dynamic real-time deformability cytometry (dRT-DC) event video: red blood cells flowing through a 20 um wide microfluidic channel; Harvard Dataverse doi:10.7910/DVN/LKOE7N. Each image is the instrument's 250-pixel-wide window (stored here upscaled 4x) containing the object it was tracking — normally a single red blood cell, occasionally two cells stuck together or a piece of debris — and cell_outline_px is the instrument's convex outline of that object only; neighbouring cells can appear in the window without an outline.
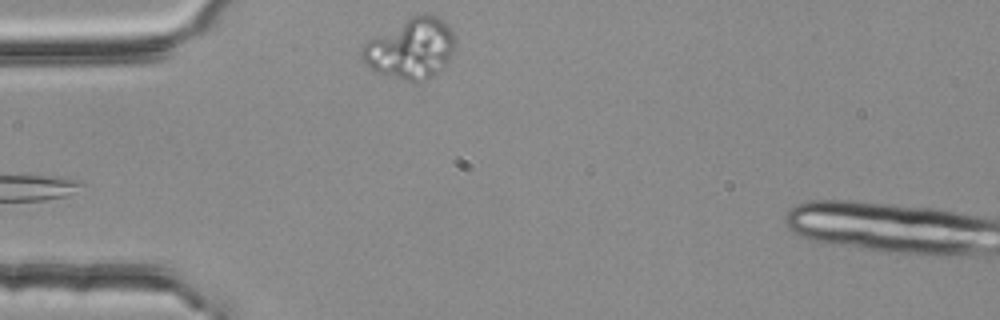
{"species": "common noctule bat (a hibernating species)", "species_latin": "Nyctalus noctula", "temperature_condition": "room temperature", "stored_images_in_passage": 3, "camera_frame_rate_fps": 3000, "um_per_image_px": 0.085, "animal": {"sex": "female", "body_mass_g": 25.1}, "frame": {"image": 1, "passage_image": 2, "time_ms": 0.333, "image_size_px": [1000, 320], "cell_outline_px": [[456, 44], [448, 64], [444, 68], [432, 76], [416, 84], [372, 72], [364, 64], [360, 56], [360, 52], [364, 44], [368, 40], [416, 12], [428, 12], [440, 16], [448, 24], [456, 40]], "centroid_in_image_um": [34.93, 4.12], "position_along_channel_um": 50.1, "area_um2": 34.1}}